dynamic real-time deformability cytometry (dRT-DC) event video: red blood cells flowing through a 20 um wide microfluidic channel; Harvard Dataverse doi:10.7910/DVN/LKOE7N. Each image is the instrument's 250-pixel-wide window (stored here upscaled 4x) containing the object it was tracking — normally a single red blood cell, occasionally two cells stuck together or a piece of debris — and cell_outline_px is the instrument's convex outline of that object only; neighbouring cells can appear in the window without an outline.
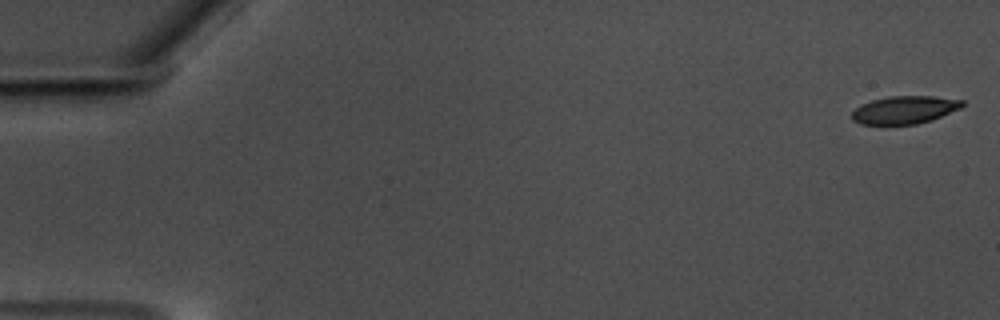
{"species": "common noctule bat (a hibernating species)", "species_latin": "Nyctalus noctula", "temperature_condition": "warm", "stored_images_in_passage": 58, "camera_frame_rate_fps": 3000, "um_per_image_px": 0.085, "animal": {"sex": "male", "body_mass_g": 17.5, "forearm_length_mm": 52.3}, "frame": {"image": 1, "passage_image": 1, "time_ms": 0.0, "image_size_px": [1000, 320], "cell_outline_px": [[964, 104], [960, 108], [932, 120], [916, 124], [860, 124], [852, 120], [852, 112], [856, 108], [872, 100], [888, 96], [932, 96], [964, 100]], "centroid_in_image_um": [76.9, 9.33], "position_along_channel_um": 8.1, "area_um2": 17.74}}
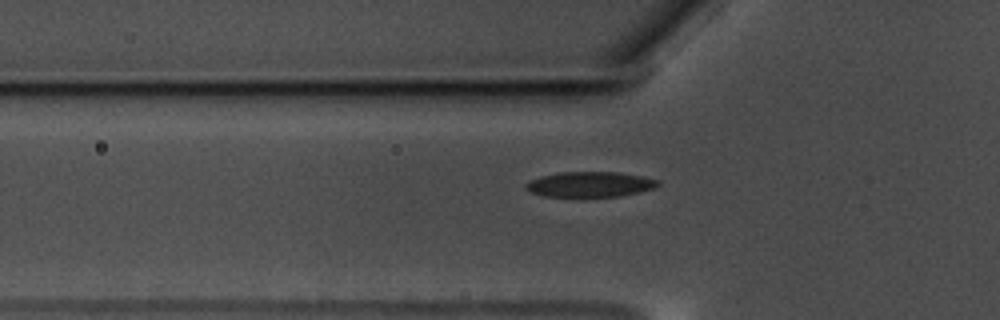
{"frame": {"image": 2, "passage_image": 20, "time_ms": 6.333, "image_size_px": [1000, 320], "cell_outline_px": [[660, 184], [656, 188], [640, 192], [620, 196], [584, 200], [544, 196], [528, 192], [524, 188], [524, 184], [528, 180], [540, 176], [560, 172], [620, 172], [644, 176], [660, 180]], "centroid_in_image_um": [50.11, 15.72], "position_along_channel_um": 75.7, "area_um2": 20.87}}
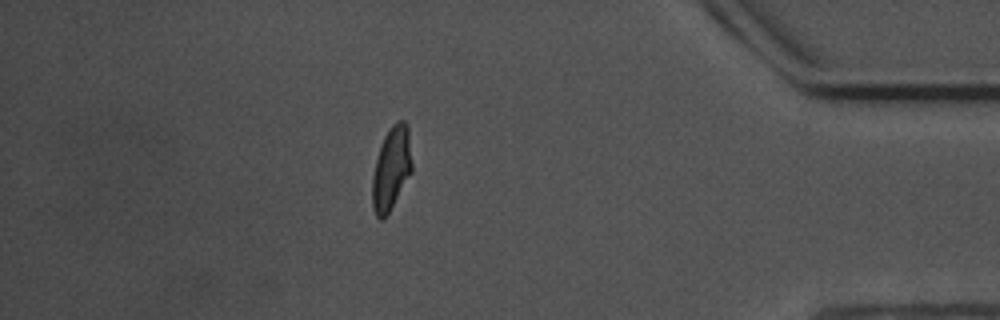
{"frame": {"image": 3, "passage_image": 51, "time_ms": 16.667, "image_size_px": [1000, 320], "cell_outline_px": [[412, 172], [384, 220], [380, 220], [376, 216], [372, 208], [372, 176], [376, 160], [384, 136], [388, 128], [396, 120], [404, 120], [408, 124], [412, 164]], "centroid_in_image_um": [33.27, 14.31], "position_along_channel_um": 401.9, "area_um2": 19.42}, "authors_computed_cell_mechanics": {"area_um2": 19.363, "velocity_mm_per_s": 3.521, "shape_relaxation_time_tau1_ms": 4.7221, "shape_relaxation_time_tau2_ms": 1.349, "deformation_change_tau1": 0.1597, "deformation_change_tau2": 0.0846}}